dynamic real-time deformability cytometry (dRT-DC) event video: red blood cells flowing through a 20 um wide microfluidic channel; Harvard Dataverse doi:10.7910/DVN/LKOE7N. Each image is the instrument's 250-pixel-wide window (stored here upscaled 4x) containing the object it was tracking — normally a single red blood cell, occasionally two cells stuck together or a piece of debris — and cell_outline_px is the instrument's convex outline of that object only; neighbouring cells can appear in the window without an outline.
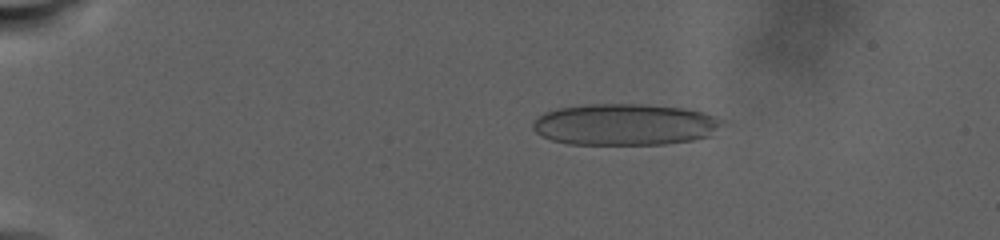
{"species": "human", "species_latin": "Homo sapiens", "temperature_condition": "warm", "stored_images_in_passage": 56, "camera_frame_rate_fps": 3000, "um_per_image_px": 0.085, "donor": {"sex": "male"}, "frame": {"image": 1, "passage_image": 22, "time_ms": 6.667, "image_size_px": [1000, 240], "cell_outline_px": [[728, 124], [708, 136], [692, 140], [664, 144], [568, 144], [552, 140], [540, 136], [532, 128], [532, 124], [544, 112], [556, 108], [588, 104], [644, 104], [684, 108], [704, 112], [728, 120]], "centroid_in_image_um": [53.18, 10.58], "position_along_channel_um": 31.8, "area_um2": 46.36}}
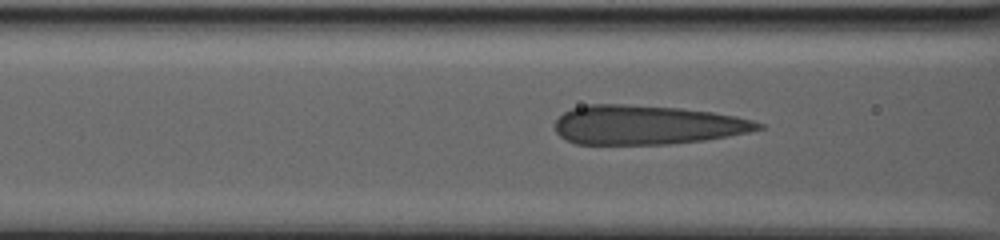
{"frame": {"image": 2, "passage_image": 42, "time_ms": 14.667, "image_size_px": [1000, 240], "cell_outline_px": [[764, 128], [748, 132], [728, 136], [704, 140], [668, 144], [576, 144], [560, 136], [556, 132], [556, 120], [564, 112], [572, 108], [588, 104], [620, 104], [680, 108], [712, 112], [736, 116], [752, 120], [764, 124]], "centroid_in_image_um": [54.99, 10.62], "position_along_channel_um": 111.6, "area_um2": 46.3}}
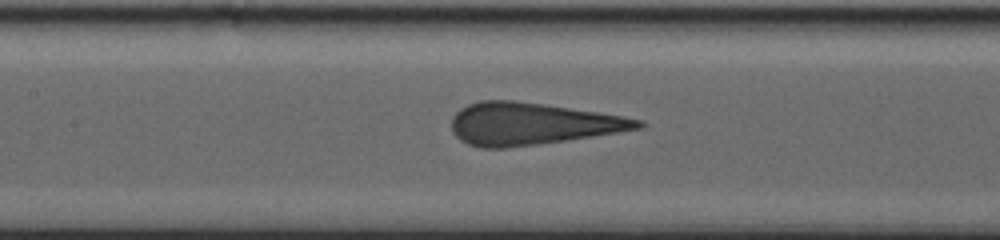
{"frame": {"image": 3, "passage_image": 51, "time_ms": 17.0, "image_size_px": [1000, 240], "cell_outline_px": [[648, 124], [640, 128], [592, 136], [536, 144], [504, 148], [480, 148], [468, 144], [460, 140], [452, 132], [452, 116], [460, 108], [468, 104], [480, 100], [516, 100], [544, 104], [624, 116], [644, 120]], "centroid_in_image_um": [45.17, 10.51], "position_along_channel_um": 162.2, "area_um2": 45.6}}